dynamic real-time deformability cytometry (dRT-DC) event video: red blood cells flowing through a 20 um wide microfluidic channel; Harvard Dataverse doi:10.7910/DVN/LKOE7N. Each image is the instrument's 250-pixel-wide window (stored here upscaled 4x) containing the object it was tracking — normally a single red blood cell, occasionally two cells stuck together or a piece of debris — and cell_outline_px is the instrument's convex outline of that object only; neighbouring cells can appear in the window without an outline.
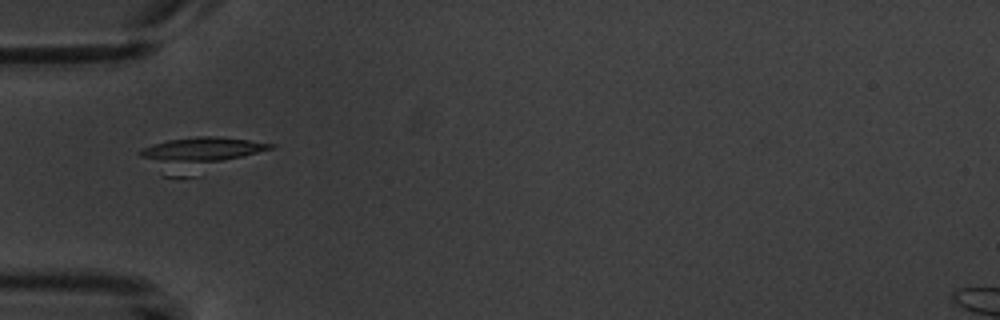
{"species": "common noctule bat (a hibernating species)", "species_latin": "Nyctalus noctula", "temperature_condition": "warm", "stored_images_in_passage": 6, "camera_frame_rate_fps": 3000, "um_per_image_px": 0.085, "animal": {"sex": "male", "body_mass_g": 20.1, "forearm_length_mm": 53.5}, "frame": {"image": 1, "passage_image": 2, "time_ms": 1.0, "image_size_px": [1000, 320], "cell_outline_px": [[276, 144], [272, 148], [200, 176], [160, 176], [136, 152], [152, 144], [168, 140], [196, 136], [216, 136], [248, 140]], "centroid_in_image_um": [16.89, 13.13], "position_along_channel_um": 68.1, "area_um2": 26.07}}
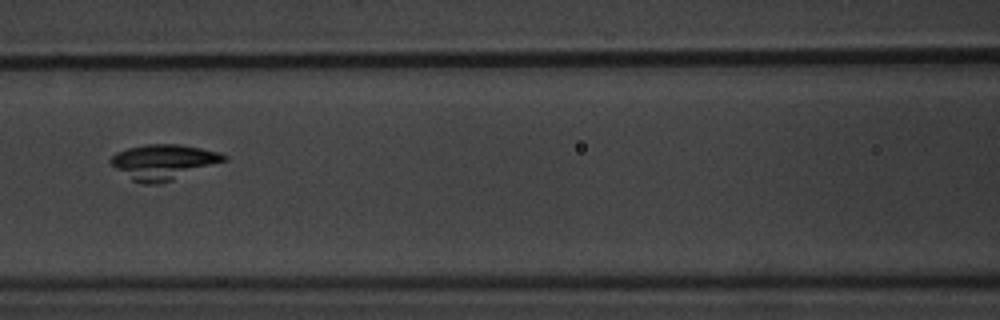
{"frame": {"image": 2, "passage_image": 4, "time_ms": 3.333, "image_size_px": [1000, 320], "cell_outline_px": [[228, 160], [172, 180], [156, 184], [144, 184], [132, 180], [116, 168], [108, 160], [116, 152], [128, 148], [144, 144], [180, 144], [220, 152], [228, 156]], "centroid_in_image_um": [13.91, 13.75], "position_along_channel_um": 152.7, "area_um2": 23.12}}
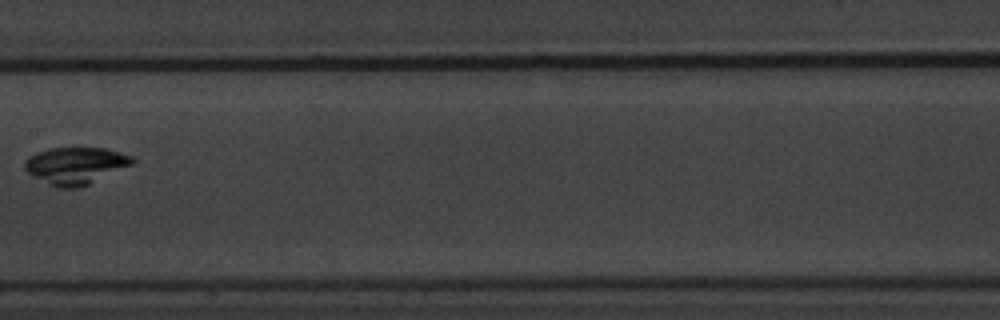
{"frame": {"image": 3, "passage_image": 5, "time_ms": 4.667, "image_size_px": [1000, 320], "cell_outline_px": [[136, 160], [132, 164], [80, 188], [60, 188], [48, 184], [32, 176], [24, 168], [24, 160], [28, 156], [36, 152], [48, 148], [104, 148], [120, 152], [132, 156]], "centroid_in_image_um": [6.38, 14.07], "position_along_channel_um": 201.0, "area_um2": 23.24}}